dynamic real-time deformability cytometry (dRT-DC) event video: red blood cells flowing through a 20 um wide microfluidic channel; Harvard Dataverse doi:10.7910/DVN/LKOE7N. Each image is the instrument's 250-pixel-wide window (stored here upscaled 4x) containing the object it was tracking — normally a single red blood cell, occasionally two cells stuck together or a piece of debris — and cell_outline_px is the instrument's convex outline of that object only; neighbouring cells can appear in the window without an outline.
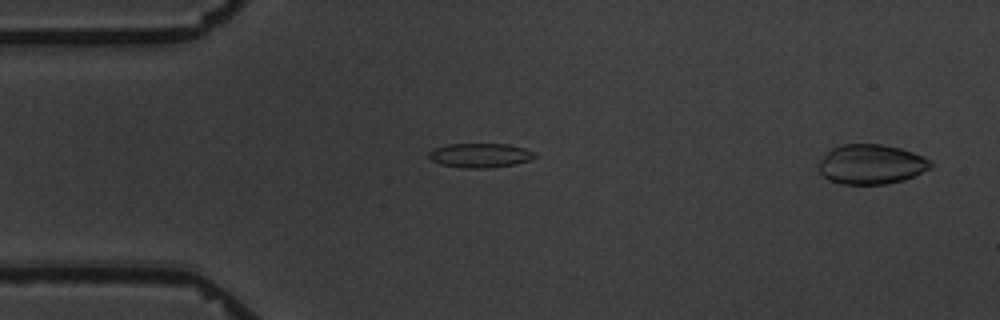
{"species": "common noctule bat (a hibernating species)", "species_latin": "Nyctalus noctula", "temperature_condition": "warm", "stored_images_in_passage": 2, "segment_of_instrument_passage": [2, 2], "camera_frame_rate_fps": 3000, "um_per_image_px": 0.085, "animal": {"sex": "male", "body_mass_g": 19.5, "forearm_length_mm": 54.6}, "frame": {"image": 1, "passage_image": 2, "time_ms": 1.333, "image_size_px": [1000, 320], "cell_outline_px": [[932, 168], [904, 180], [888, 184], [840, 184], [828, 180], [820, 172], [816, 164], [832, 148], [840, 144], [880, 144], [900, 148], [912, 152], [932, 160]], "centroid_in_image_um": [74.05, 13.97], "position_along_channel_um": 11.0, "area_um2": 26.13}}